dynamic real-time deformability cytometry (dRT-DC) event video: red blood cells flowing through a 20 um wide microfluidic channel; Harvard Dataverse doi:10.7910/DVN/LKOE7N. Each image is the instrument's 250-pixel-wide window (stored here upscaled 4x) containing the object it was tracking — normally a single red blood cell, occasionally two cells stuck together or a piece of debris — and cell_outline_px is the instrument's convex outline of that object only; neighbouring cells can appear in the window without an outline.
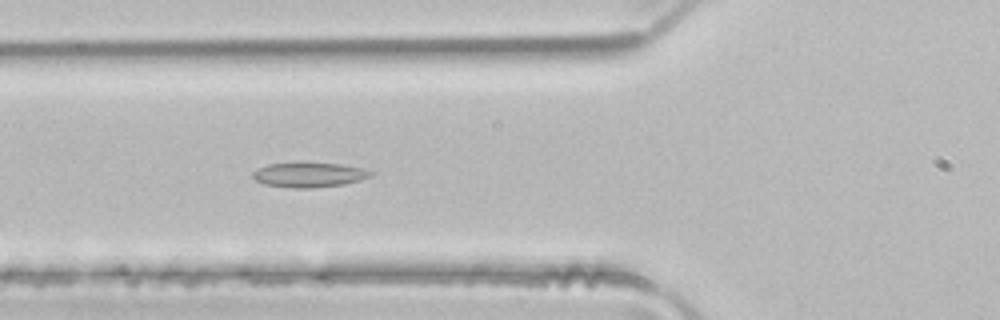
{"species": "common noctule bat (a hibernating species)", "species_latin": "Nyctalus noctula", "temperature_condition": "room temperature", "stored_images_in_passage": 36, "camera_frame_rate_fps": 3000, "um_per_image_px": 0.085, "animal": {"sex": "male", "body_mass_g": 21.5, "forearm_length_mm": 52.0}, "frame": {"image": 1, "passage_image": 5, "time_ms": 1.333, "image_size_px": [1000, 320], "cell_outline_px": [[376, 172], [372, 176], [360, 180], [344, 184], [312, 188], [292, 188], [264, 184], [256, 180], [252, 176], [252, 172], [268, 164], [340, 164], [364, 168]], "centroid_in_image_um": [26.33, 14.88], "position_along_channel_um": 99.5, "area_um2": 16.7}}
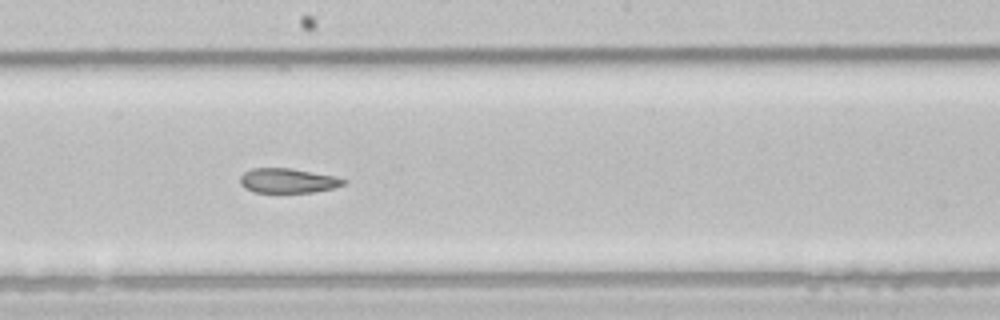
{"frame": {"image": 2, "passage_image": 14, "time_ms": 4.333, "image_size_px": [1000, 320], "cell_outline_px": [[348, 180], [344, 184], [332, 188], [312, 192], [256, 192], [244, 188], [240, 184], [240, 176], [244, 172], [252, 168], [292, 168], [336, 176]], "centroid_in_image_um": [24.46, 15.34], "position_along_channel_um": 223.7, "area_um2": 14.85}}
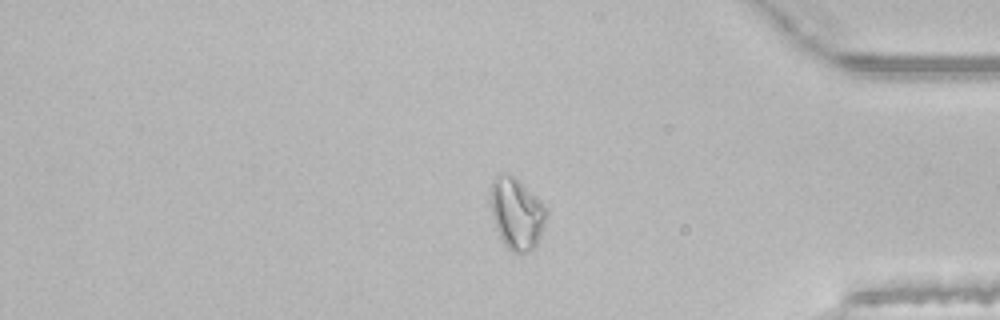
{"frame": {"image": 3, "passage_image": 28, "time_ms": 9.0, "image_size_px": [1000, 320], "cell_outline_px": [[548, 216], [540, 236], [536, 244], [528, 252], [512, 252], [504, 244], [496, 228], [492, 216], [492, 180], [496, 176], [512, 176], [548, 212]], "centroid_in_image_um": [43.91, 18.24], "position_along_channel_um": 391.3, "area_um2": 21.91}, "authors_computed_cell_mechanics": {"area_um2": 16.4152, "velocity_mm_per_s": 4.1218, "shape_relaxation_time_tau1_ms": null, "shape_relaxation_time_tau2_ms": 7.3488, "deformation_change_tau1": null, "deformation_change_tau2": 0.1146}}